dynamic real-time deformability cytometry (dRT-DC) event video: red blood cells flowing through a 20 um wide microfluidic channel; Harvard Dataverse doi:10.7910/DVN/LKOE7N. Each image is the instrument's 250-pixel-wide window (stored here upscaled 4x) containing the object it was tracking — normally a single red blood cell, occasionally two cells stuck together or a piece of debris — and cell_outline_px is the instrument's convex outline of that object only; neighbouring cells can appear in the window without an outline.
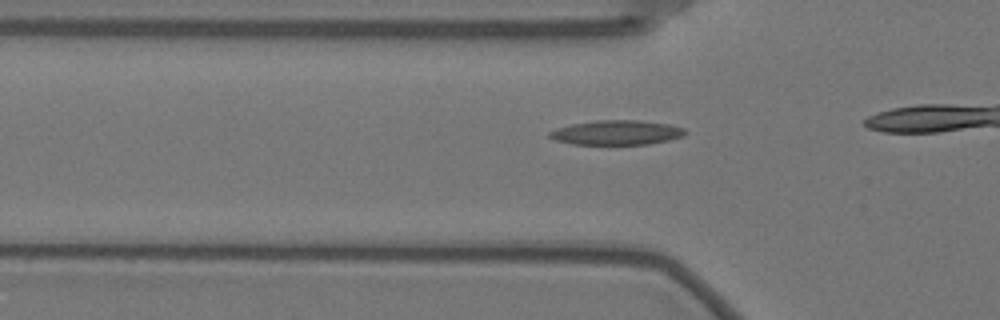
{"species": "Egyptian fruit bat (a non-hibernating species)", "species_latin": "Rousettus aegyptiacus", "temperature_condition": "warm", "stored_images_in_passage": 17, "camera_frame_rate_fps": 3000, "um_per_image_px": 0.085, "animal": {"sex": "female"}, "frame": {"image": 1, "passage_image": 12, "time_ms": 3.667, "image_size_px": [1000, 320], "cell_outline_px": [[688, 132], [684, 136], [668, 140], [648, 144], [572, 144], [556, 140], [548, 136], [548, 132], [556, 128], [572, 124], [596, 120], [640, 120], [668, 124], [684, 128]], "centroid_in_image_um": [52.42, 11.26], "position_along_channel_um": 73.4, "area_um2": 19.42}}
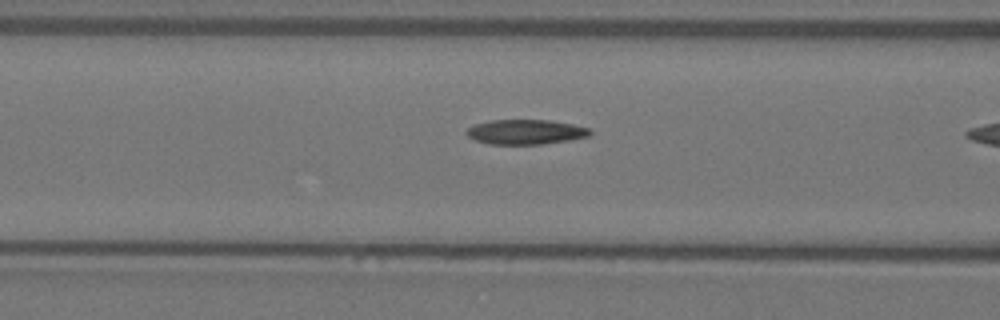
{"frame": {"image": 2, "passage_image": 16, "time_ms": 5.0, "image_size_px": [1000, 320], "cell_outline_px": [[592, 132], [588, 136], [568, 140], [540, 144], [488, 144], [476, 140], [468, 136], [464, 132], [472, 124], [492, 120], [548, 120], [572, 124], [588, 128]], "centroid_in_image_um": [44.62, 11.21], "position_along_channel_um": 122.0, "area_um2": 17.74}}